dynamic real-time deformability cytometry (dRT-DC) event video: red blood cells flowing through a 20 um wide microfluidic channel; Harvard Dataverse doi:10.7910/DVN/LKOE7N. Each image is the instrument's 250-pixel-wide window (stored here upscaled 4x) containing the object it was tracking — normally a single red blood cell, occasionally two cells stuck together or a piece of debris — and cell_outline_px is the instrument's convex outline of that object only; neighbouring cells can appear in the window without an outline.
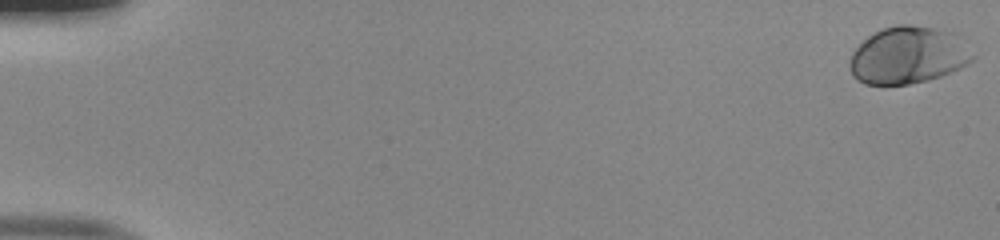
{"species": "human", "species_latin": "Homo sapiens", "temperature_condition": "room temperature", "stored_images_in_passage": 52, "camera_frame_rate_fps": 3000, "um_per_image_px": 0.085, "donor": {"sex": "male"}, "frame": {"image": 1, "passage_image": 1, "time_ms": 0.0, "image_size_px": [1000, 240], "cell_outline_px": [[976, 56], [968, 64], [960, 68], [940, 76], [928, 80], [908, 84], [864, 84], [856, 80], [852, 76], [848, 64], [848, 60], [852, 52], [868, 36], [884, 28], [896, 24], [912, 24], [944, 28], [956, 32]], "centroid_in_image_um": [77.21, 4.67], "position_along_channel_um": 7.8, "area_um2": 41.62}}
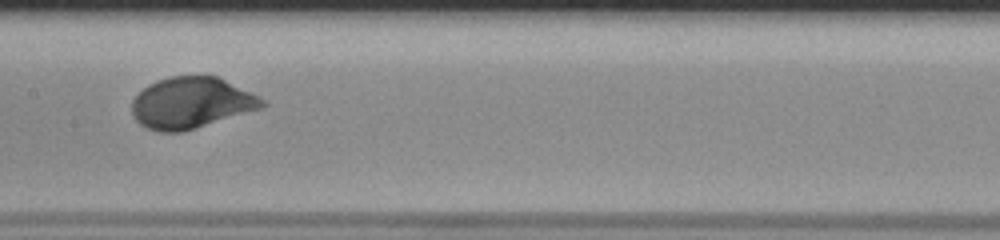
{"frame": {"image": 2, "passage_image": 28, "time_ms": 9.0, "image_size_px": [1000, 240], "cell_outline_px": [[268, 104], [260, 108], [184, 132], [156, 132], [140, 124], [136, 120], [132, 112], [132, 100], [148, 84], [156, 80], [172, 76], [216, 76], [264, 100]], "centroid_in_image_um": [16.2, 8.76], "position_along_channel_um": 191.2, "area_um2": 38.38}}
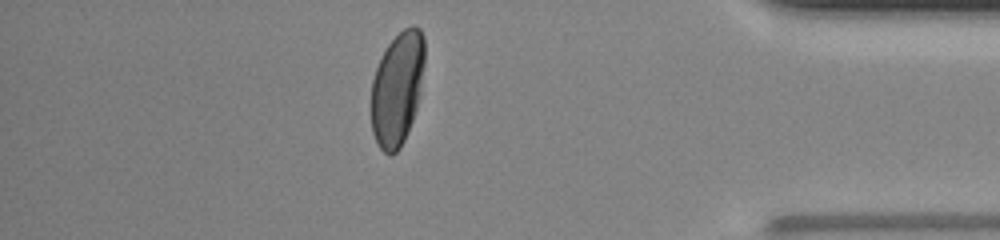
{"frame": {"image": 3, "passage_image": 46, "time_ms": 15.0, "image_size_px": [1000, 240], "cell_outline_px": [[424, 64], [420, 92], [416, 108], [412, 120], [404, 140], [400, 148], [392, 156], [388, 156], [380, 148], [372, 132], [372, 80], [376, 68], [388, 44], [404, 28], [412, 24], [420, 28], [424, 36]], "centroid_in_image_um": [33.78, 7.53], "position_along_channel_um": 401.4, "area_um2": 35.2}, "authors_computed_cell_mechanics": {"area_um2": 37.5989, "velocity_mm_per_s": 4.0079, "shape_relaxation_time_tau1_ms": 2.3868, "shape_relaxation_time_tau2_ms": null, "deformation_change_tau1": 0.1424, "deformation_change_tau2": null}}